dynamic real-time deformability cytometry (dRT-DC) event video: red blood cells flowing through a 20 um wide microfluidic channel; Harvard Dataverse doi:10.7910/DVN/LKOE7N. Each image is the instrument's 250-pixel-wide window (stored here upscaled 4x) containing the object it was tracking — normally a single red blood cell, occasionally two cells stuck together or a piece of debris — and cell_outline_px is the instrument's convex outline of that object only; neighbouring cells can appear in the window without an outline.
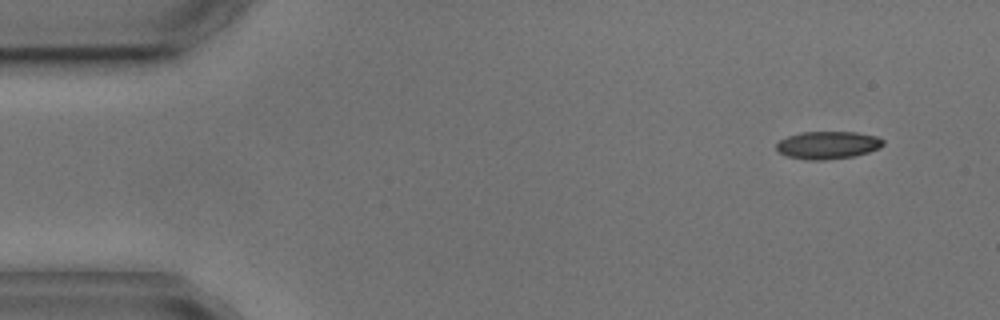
{"species": "common noctule bat (a hibernating species)", "species_latin": "Nyctalus noctula", "temperature_condition": "cold", "stored_images_in_passage": 4, "camera_frame_rate_fps": 3000, "um_per_image_px": 0.085, "animal": {"sex": "male", "body_mass_g": 17.9, "forearm_length_mm": 54.2}, "frame": {"image": 1, "passage_image": 1, "time_ms": 0.0, "image_size_px": [1000, 320], "cell_outline_px": [[884, 144], [880, 148], [856, 156], [824, 160], [804, 160], [788, 156], [780, 152], [776, 148], [776, 144], [780, 140], [788, 136], [800, 132], [856, 132], [876, 136], [884, 140]], "centroid_in_image_um": [70.38, 12.33], "position_along_channel_um": 14.6, "area_um2": 17.28}}
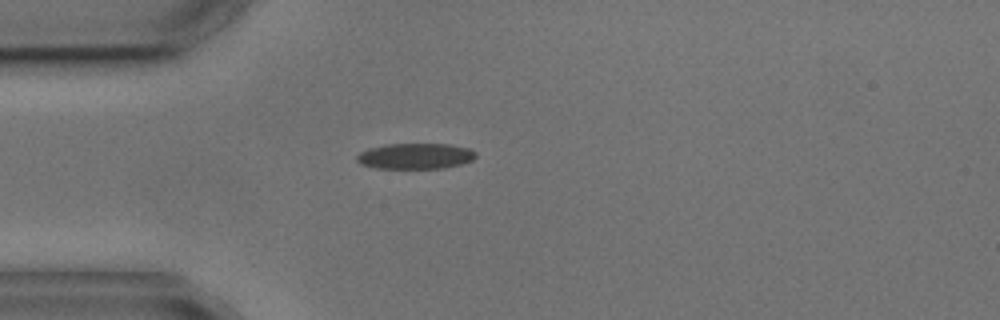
{"frame": {"image": 2, "passage_image": 3, "time_ms": 3.333, "image_size_px": [1000, 320], "cell_outline_px": [[476, 156], [472, 160], [460, 164], [444, 168], [376, 168], [360, 164], [356, 160], [356, 156], [360, 152], [368, 148], [388, 144], [448, 144], [468, 148], [476, 152]], "centroid_in_image_um": [35.28, 13.27], "position_along_channel_um": 49.7, "area_um2": 17.8}}